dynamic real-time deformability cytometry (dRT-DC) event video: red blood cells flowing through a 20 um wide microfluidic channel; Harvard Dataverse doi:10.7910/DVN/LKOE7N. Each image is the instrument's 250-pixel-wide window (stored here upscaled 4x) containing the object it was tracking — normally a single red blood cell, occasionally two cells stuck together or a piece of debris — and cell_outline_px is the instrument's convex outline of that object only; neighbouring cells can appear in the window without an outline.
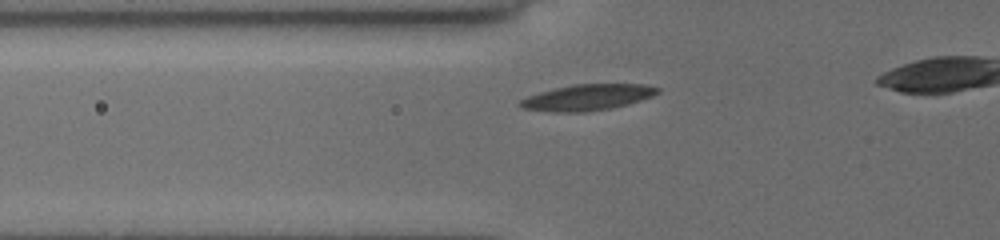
{"species": "common noctule bat (a hibernating species)", "species_latin": "Nyctalus noctula", "temperature_condition": "cold", "stored_images_in_passage": 31, "camera_frame_rate_fps": 3000, "um_per_image_px": 0.085, "animal": {"sex": "female", "body_mass_g": 19.5, "forearm_length_mm": 54.1}, "frame": {"image": 1, "passage_image": 3, "time_ms": 0.667, "image_size_px": [1000, 240], "cell_outline_px": [[660, 92], [652, 96], [628, 104], [608, 108], [584, 112], [552, 112], [524, 108], [516, 104], [520, 100], [528, 96], [540, 92], [572, 84], [644, 84], [660, 88]], "centroid_in_image_um": [49.93, 8.27], "position_along_channel_um": 75.9, "area_um2": 20.69}}
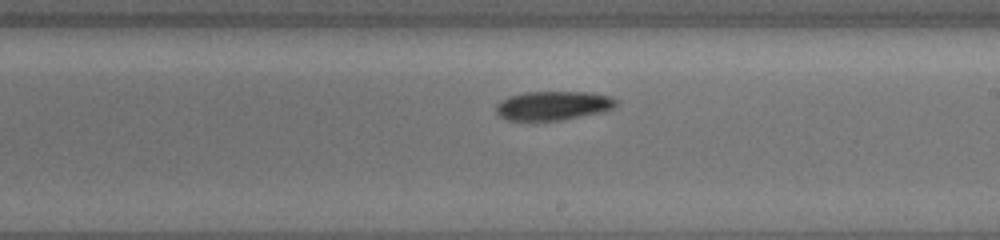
{"frame": {"image": 2, "passage_image": 16, "time_ms": 5.0, "image_size_px": [1000, 240], "cell_outline_px": [[620, 100], [612, 108], [604, 112], [560, 120], [508, 120], [500, 116], [496, 112], [496, 104], [508, 96], [524, 92], [592, 92], [612, 96]], "centroid_in_image_um": [47.06, 8.96], "position_along_channel_um": 241.9, "area_um2": 20.46}}
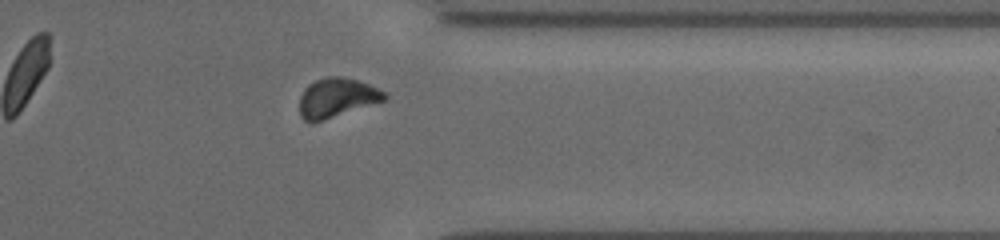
{"frame": {"image": 3, "passage_image": 27, "time_ms": 8.667, "image_size_px": [1000, 240], "cell_outline_px": [[388, 96], [384, 100], [312, 124], [304, 120], [300, 116], [300, 96], [304, 88], [308, 84], [324, 76], [340, 76], [356, 80], [368, 84], [388, 92]], "centroid_in_image_um": [28.6, 8.31], "position_along_channel_um": 382.8, "area_um2": 19.54}}